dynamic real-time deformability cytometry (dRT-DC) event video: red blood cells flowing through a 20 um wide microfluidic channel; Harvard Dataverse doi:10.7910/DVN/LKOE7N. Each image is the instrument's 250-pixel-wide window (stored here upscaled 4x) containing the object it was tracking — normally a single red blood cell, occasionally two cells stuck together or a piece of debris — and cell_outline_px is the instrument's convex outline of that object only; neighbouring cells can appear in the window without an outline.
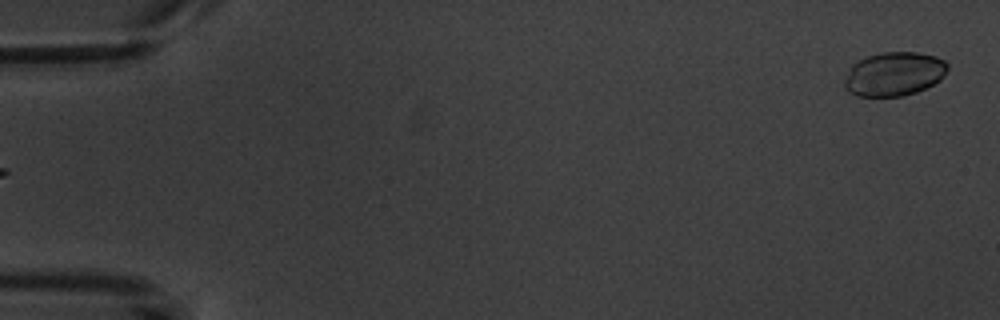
{"species": "common noctule bat (a hibernating species)", "species_latin": "Nyctalus noctula", "temperature_condition": "warm", "stored_images_in_passage": 4, "segment_of_instrument_passage": [2, 2], "camera_frame_rate_fps": 3000, "um_per_image_px": 0.085, "animal": {"sex": "male", "body_mass_g": 20.1, "forearm_length_mm": 53.5}, "frame": {"image": 1, "passage_image": 4, "time_ms": 3.333, "image_size_px": [1000, 320], "cell_outline_px": [[948, 68], [944, 76], [940, 80], [916, 92], [904, 96], [856, 96], [848, 92], [844, 88], [844, 80], [852, 64], [868, 56], [880, 52], [916, 52], [936, 56], [944, 60], [948, 64]], "centroid_in_image_um": [75.99, 6.29], "position_along_channel_um": 9.0, "area_um2": 26.47}}